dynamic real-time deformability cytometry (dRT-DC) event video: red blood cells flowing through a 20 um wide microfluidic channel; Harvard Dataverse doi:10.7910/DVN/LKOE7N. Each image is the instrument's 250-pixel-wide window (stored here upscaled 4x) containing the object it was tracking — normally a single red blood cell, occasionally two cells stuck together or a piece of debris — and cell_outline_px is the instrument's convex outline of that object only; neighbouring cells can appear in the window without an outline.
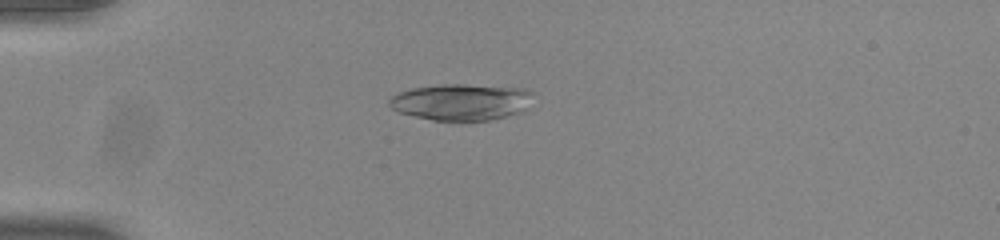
{"species": "common noctule bat (a hibernating species)", "species_latin": "Nyctalus noctula", "temperature_condition": "room temperature", "stored_images_in_passage": 39, "camera_frame_rate_fps": 3000, "um_per_image_px": 0.085, "animal": {"sex": "male", "body_mass_g": 20.0, "forearm_length_mm": 53.3}, "frame": {"image": 1, "passage_image": 1, "time_ms": 0.0, "image_size_px": [1000, 240], "cell_outline_px": [[532, 92], [524, 108], [516, 112], [504, 116], [488, 120], [432, 120], [396, 112], [388, 104], [388, 100], [392, 96], [400, 92], [412, 88], [440, 84], [464, 84], [524, 88]], "centroid_in_image_um": [39.1, 8.65], "position_along_channel_um": 45.9, "area_um2": 30.11}}